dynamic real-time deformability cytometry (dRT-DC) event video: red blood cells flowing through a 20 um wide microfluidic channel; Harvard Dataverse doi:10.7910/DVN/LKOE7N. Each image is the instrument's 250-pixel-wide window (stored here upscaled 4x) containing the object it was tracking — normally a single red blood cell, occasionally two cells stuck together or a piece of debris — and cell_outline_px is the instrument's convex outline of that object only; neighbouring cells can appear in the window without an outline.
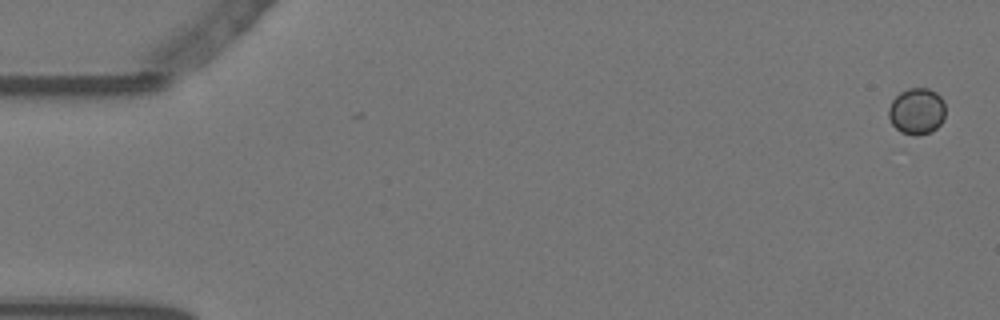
{"species": "Egyptian fruit bat (a non-hibernating species)", "species_latin": "Rousettus aegyptiacus", "temperature_condition": "warm", "stored_images_in_passage": 3, "camera_frame_rate_fps": 3000, "um_per_image_px": 0.085, "animal": {"sex": "female"}, "frame": {"image": 1, "passage_image": 1, "time_ms": 0.0, "image_size_px": [1000, 320], "cell_outline_px": [[944, 120], [932, 132], [916, 136], [900, 132], [892, 124], [888, 116], [888, 108], [892, 100], [900, 92], [908, 88], [928, 88], [936, 92], [944, 100]], "centroid_in_image_um": [77.92, 9.45], "position_along_channel_um": 7.1, "area_um2": 15.55}}